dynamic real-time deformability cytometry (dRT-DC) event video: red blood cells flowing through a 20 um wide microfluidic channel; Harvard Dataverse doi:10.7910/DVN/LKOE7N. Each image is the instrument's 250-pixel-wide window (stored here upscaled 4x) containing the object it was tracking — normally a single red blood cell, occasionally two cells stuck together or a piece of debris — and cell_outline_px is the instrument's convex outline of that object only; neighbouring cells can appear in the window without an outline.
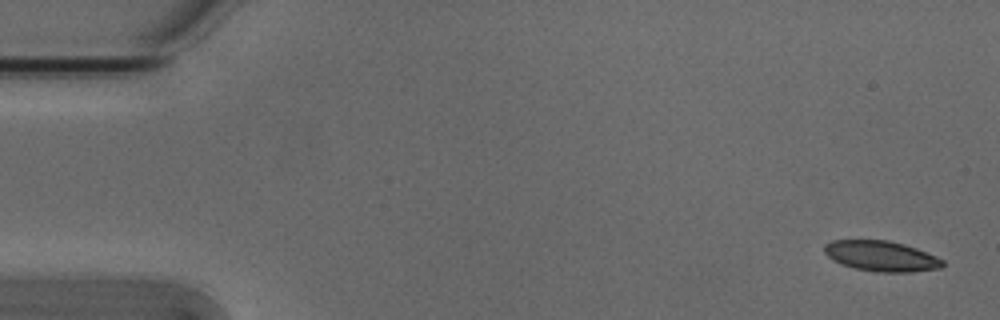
{"species": "Egyptian fruit bat (a non-hibernating species)", "species_latin": "Rousettus aegyptiacus", "temperature_condition": "cold", "stored_images_in_passage": 4, "camera_frame_rate_fps": 3000, "um_per_image_px": 0.085, "animal": {"sex": "male"}, "frame": {"image": 1, "passage_image": 1, "time_ms": 0.0, "image_size_px": [1000, 320], "cell_outline_px": [[944, 264], [940, 268], [912, 272], [876, 272], [856, 268], [840, 264], [832, 260], [824, 252], [824, 244], [832, 240], [888, 240], [904, 244], [916, 248], [936, 256], [944, 260]], "centroid_in_image_um": [74.89, 21.76], "position_along_channel_um": 10.1, "area_um2": 21.04}}
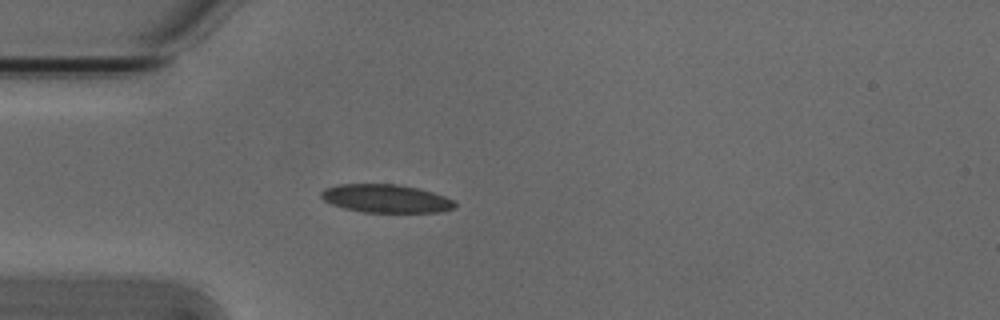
{"frame": {"image": 2, "passage_image": 4, "time_ms": 1.0, "image_size_px": [1000, 320], "cell_outline_px": [[456, 208], [444, 212], [364, 212], [344, 208], [332, 204], [324, 200], [320, 196], [320, 192], [324, 188], [340, 184], [396, 184], [416, 188], [432, 192], [444, 196], [452, 200], [456, 204]], "centroid_in_image_um": [32.8, 16.88], "position_along_channel_um": 52.2, "area_um2": 21.96}}